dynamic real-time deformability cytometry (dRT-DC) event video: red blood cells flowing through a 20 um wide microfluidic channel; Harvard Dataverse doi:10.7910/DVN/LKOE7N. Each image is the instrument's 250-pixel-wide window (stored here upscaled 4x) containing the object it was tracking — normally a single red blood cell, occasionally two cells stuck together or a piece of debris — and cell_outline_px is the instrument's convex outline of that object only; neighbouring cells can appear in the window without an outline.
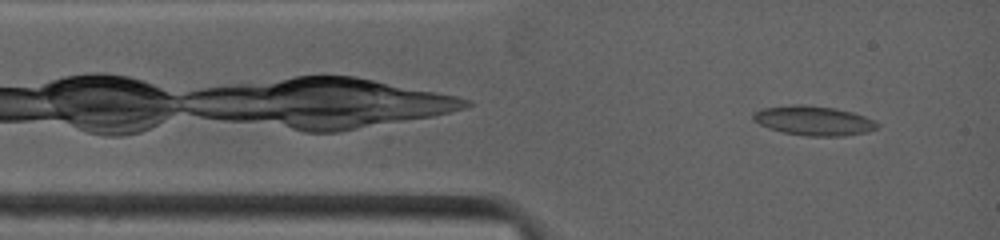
{"species": "common noctule bat (a hibernating species)", "species_latin": "Nyctalus noctula", "temperature_condition": "warm", "stored_images_in_passage": 50, "camera_frame_rate_fps": 4500, "um_per_image_px": 0.085, "animal": {"sex": "female", "body_mass_g": 19.0, "forearm_length_mm": 53.3}, "frame": {"image": 1, "passage_image": 3, "time_ms": 0.667, "image_size_px": [1000, 240], "cell_outline_px": [[880, 124], [876, 128], [868, 132], [844, 136], [808, 136], [784, 132], [768, 128], [752, 120], [752, 112], [764, 108], [804, 104], [836, 108], [852, 112], [864, 116]], "centroid_in_image_um": [69.16, 10.26], "position_along_channel_um": 15.8, "area_um2": 21.21}}
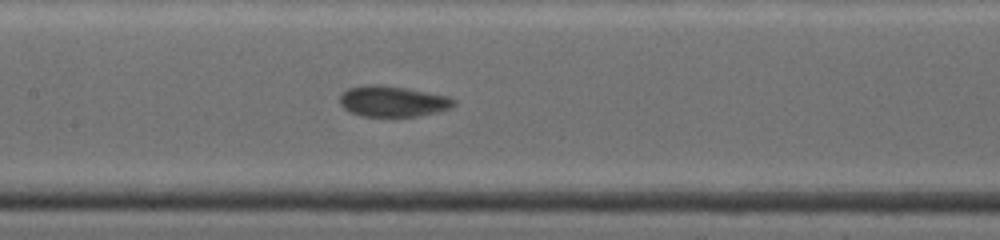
{"frame": {"image": 2, "passage_image": 18, "time_ms": 5.333, "image_size_px": [1000, 240], "cell_outline_px": [[456, 104], [452, 108], [440, 112], [420, 116], [360, 116], [344, 108], [340, 104], [340, 96], [348, 88], [372, 84], [404, 88], [448, 96], [456, 100]], "centroid_in_image_um": [33.43, 8.63], "position_along_channel_um": 174.0, "area_um2": 20.35}}
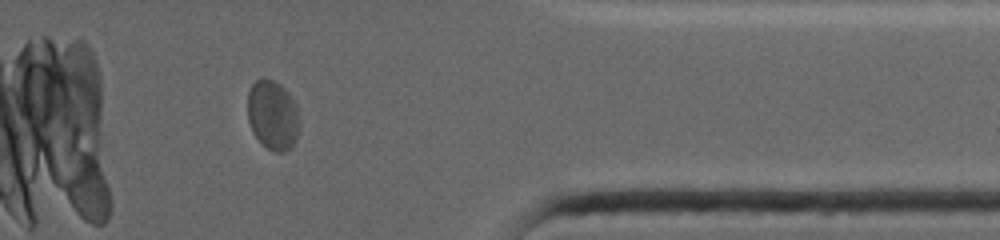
{"frame": {"image": 3, "passage_image": 37, "time_ms": 11.333, "image_size_px": [1000, 240], "cell_outline_px": [[300, 124], [296, 140], [284, 152], [276, 152], [260, 144], [252, 132], [248, 120], [248, 92], [252, 84], [256, 80], [272, 80], [280, 84], [292, 96], [300, 120]], "centroid_in_image_um": [23.18, 9.81], "position_along_channel_um": 388.2, "area_um2": 21.04}}